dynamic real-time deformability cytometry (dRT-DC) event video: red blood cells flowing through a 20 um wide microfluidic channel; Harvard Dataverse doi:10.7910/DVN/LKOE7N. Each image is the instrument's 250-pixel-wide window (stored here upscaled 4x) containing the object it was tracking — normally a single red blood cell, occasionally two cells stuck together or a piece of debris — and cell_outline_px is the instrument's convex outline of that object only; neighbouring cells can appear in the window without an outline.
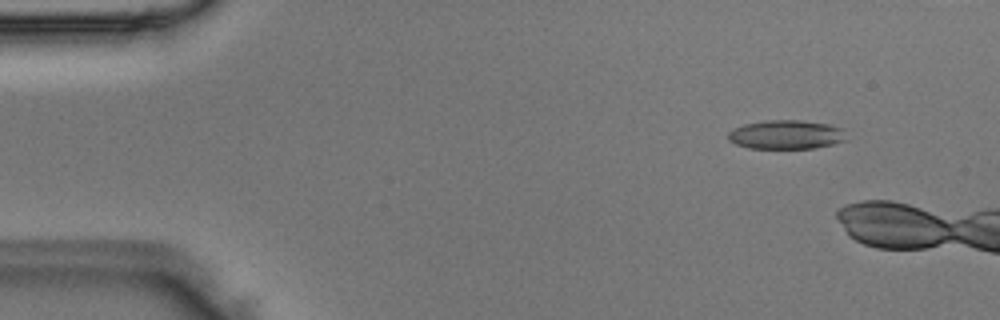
{"species": "Egyptian fruit bat (a non-hibernating species)", "species_latin": "Rousettus aegyptiacus", "temperature_condition": "room temperature", "stored_images_in_passage": 3, "camera_frame_rate_fps": 3000, "um_per_image_px": 0.085, "animal": {"sex": "male"}, "frame": {"image": 1, "passage_image": 1, "time_ms": 0.0, "image_size_px": [1000, 320], "cell_outline_px": [[848, 140], [832, 144], [812, 148], [748, 148], [736, 144], [728, 140], [728, 132], [744, 124], [764, 120], [804, 120], [832, 124], [844, 128]], "centroid_in_image_um": [66.88, 11.43], "position_along_channel_um": 18.1, "area_um2": 20.23}}